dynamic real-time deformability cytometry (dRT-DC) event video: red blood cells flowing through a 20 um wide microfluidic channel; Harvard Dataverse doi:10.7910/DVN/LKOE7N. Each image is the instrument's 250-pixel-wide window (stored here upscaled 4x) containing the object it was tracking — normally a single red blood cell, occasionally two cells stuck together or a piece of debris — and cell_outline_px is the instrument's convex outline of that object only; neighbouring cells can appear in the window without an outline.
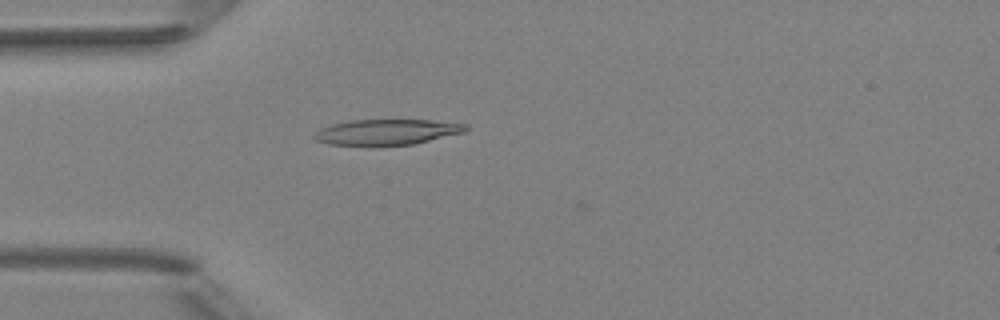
{"species": "Egyptian fruit bat (a non-hibernating species)", "species_latin": "Rousettus aegyptiacus", "temperature_condition": "room temperature", "stored_images_in_passage": 4, "camera_frame_rate_fps": 3000, "um_per_image_px": 0.085, "animal": {"sex": "female"}, "frame": {"image": 1, "passage_image": 4, "time_ms": 3.667, "image_size_px": [1000, 320], "cell_outline_px": [[468, 128], [464, 132], [412, 144], [328, 144], [316, 140], [312, 136], [320, 128], [332, 124], [352, 120], [432, 120], [468, 124]], "centroid_in_image_um": [32.89, 11.2], "position_along_channel_um": 52.1, "area_um2": 22.02}}